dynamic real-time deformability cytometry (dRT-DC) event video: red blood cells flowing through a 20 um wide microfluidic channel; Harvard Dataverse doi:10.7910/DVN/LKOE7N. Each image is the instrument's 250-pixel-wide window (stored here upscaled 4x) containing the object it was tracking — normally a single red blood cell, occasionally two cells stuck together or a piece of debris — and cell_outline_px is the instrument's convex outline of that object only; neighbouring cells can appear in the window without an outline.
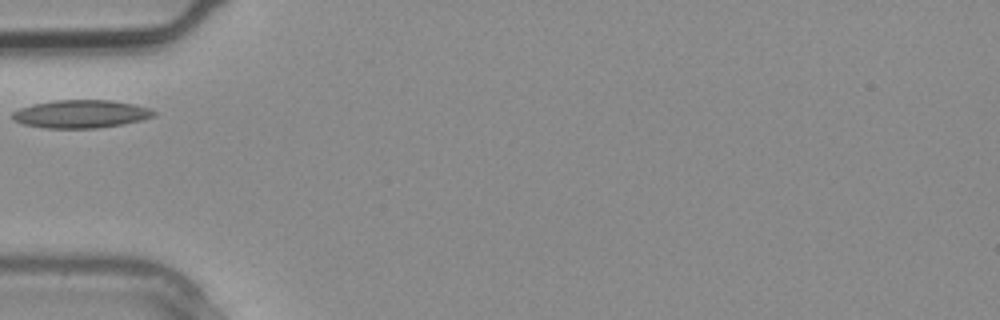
{"species": "common noctule bat (a hibernating species)", "species_latin": "Nyctalus noctula", "temperature_condition": "warm", "stored_images_in_passage": 1, "camera_frame_rate_fps": 3000, "um_per_image_px": 0.085, "animal": {"sex": "male", "body_mass_g": 20.4}, "frame": {"image": 1, "passage_image": 1, "time_ms": 0.0, "image_size_px": [1000, 320], "cell_outline_px": [[156, 116], [140, 120], [100, 128], [44, 128], [24, 124], [12, 120], [12, 112], [20, 108], [32, 104], [56, 100], [112, 100], [132, 104], [148, 108], [156, 112]], "centroid_in_image_um": [6.85, 9.69], "position_along_channel_um": 78.2, "area_um2": 23.0}}